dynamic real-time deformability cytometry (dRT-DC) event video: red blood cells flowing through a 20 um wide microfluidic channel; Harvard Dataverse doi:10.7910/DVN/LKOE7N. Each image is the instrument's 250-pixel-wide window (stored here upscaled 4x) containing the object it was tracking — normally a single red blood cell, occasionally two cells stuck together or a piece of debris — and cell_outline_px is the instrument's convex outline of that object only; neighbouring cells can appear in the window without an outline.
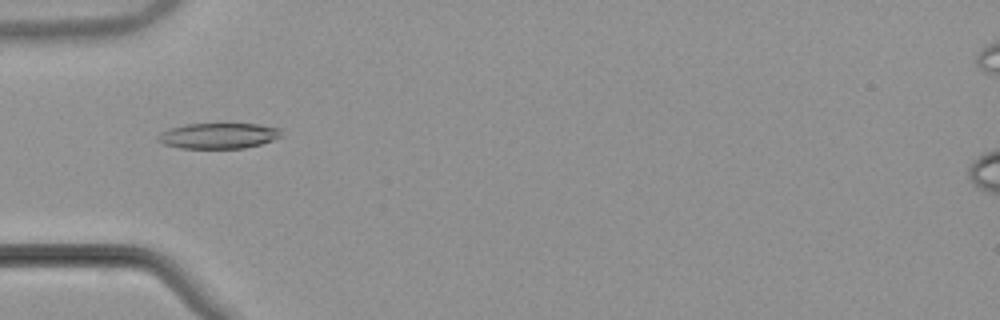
{"species": "common noctule bat (a hibernating species)", "species_latin": "Nyctalus noctula", "temperature_condition": "warm", "stored_images_in_passage": 39, "camera_frame_rate_fps": 3000, "um_per_image_px": 0.085, "animal": {"sex": "male", "body_mass_g": 21.5, "forearm_length_mm": 52.0}, "frame": {"image": 1, "passage_image": 3, "time_ms": 0.667, "image_size_px": [1000, 320], "cell_outline_px": [[280, 136], [272, 140], [260, 144], [244, 148], [180, 148], [164, 144], [156, 140], [156, 136], [160, 132], [168, 128], [188, 124], [260, 124], [280, 128]], "centroid_in_image_um": [18.52, 11.54], "position_along_channel_um": 66.5, "area_um2": 18.38}}
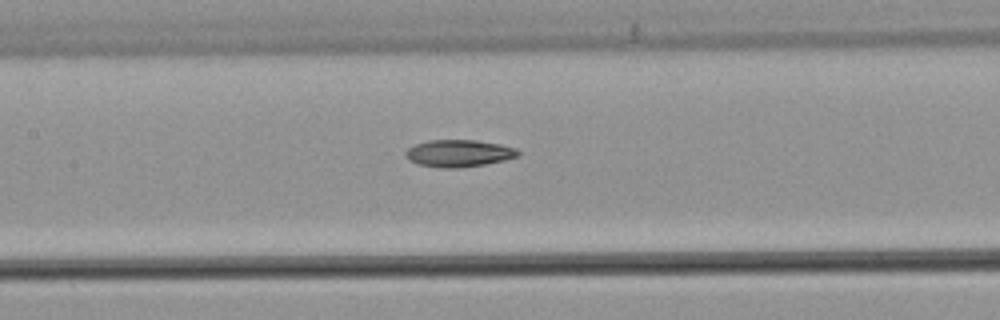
{"frame": {"image": 2, "passage_image": 11, "time_ms": 3.333, "image_size_px": [1000, 320], "cell_outline_px": [[520, 156], [504, 160], [484, 164], [460, 168], [440, 168], [416, 164], [408, 160], [404, 156], [404, 152], [408, 148], [416, 144], [428, 140], [476, 140], [500, 144], [516, 148], [520, 152]], "centroid_in_image_um": [38.97, 13.03], "position_along_channel_um": 168.4, "area_um2": 17.98}}
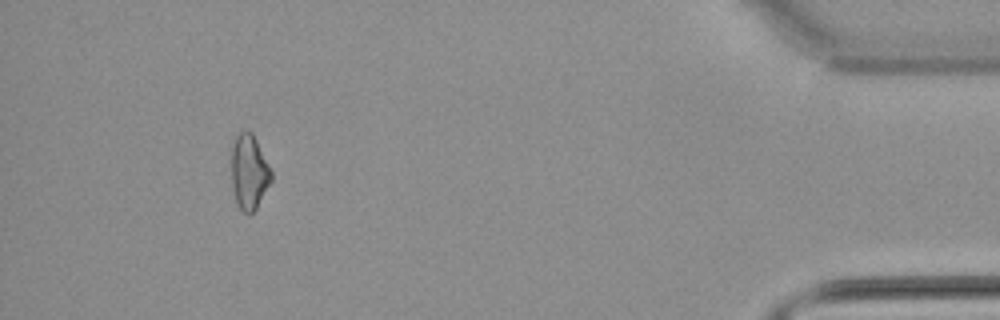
{"frame": {"image": 3, "passage_image": 35, "time_ms": 11.333, "image_size_px": [1000, 320], "cell_outline_px": [[272, 180], [256, 208], [248, 216], [240, 208], [236, 200], [232, 184], [228, 148], [236, 136], [240, 132], [252, 132], [272, 172]], "centroid_in_image_um": [21.12, 14.58], "position_along_channel_um": 414.1, "area_um2": 17.69}}